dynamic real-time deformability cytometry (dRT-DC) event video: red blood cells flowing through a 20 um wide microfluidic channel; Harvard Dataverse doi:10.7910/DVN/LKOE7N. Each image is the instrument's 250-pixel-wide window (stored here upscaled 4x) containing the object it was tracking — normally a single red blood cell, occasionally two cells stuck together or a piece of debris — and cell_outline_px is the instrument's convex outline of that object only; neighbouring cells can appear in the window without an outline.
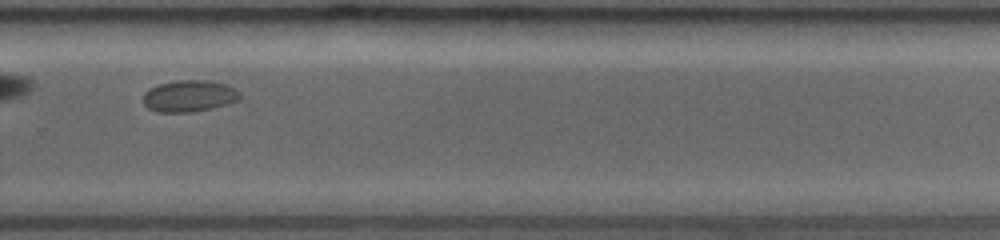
{"species": "common noctule bat (a hibernating species)", "species_latin": "Nyctalus noctula", "temperature_condition": "room temperature", "stored_images_in_passage": 39, "camera_frame_rate_fps": 3000, "um_per_image_px": 0.085, "animal": {"sex": "female", "body_mass_g": 19.0, "forearm_length_mm": 53.3}, "frame": {"image": 1, "passage_image": 28, "time_ms": 6.667, "image_size_px": [1000, 240], "cell_outline_px": [[240, 100], [212, 108], [192, 112], [156, 112], [148, 108], [144, 104], [144, 92], [160, 84], [180, 80], [208, 80], [228, 84], [236, 88], [240, 92]], "centroid_in_image_um": [16.13, 8.16], "position_along_channel_um": 313.7, "area_um2": 17.86}}
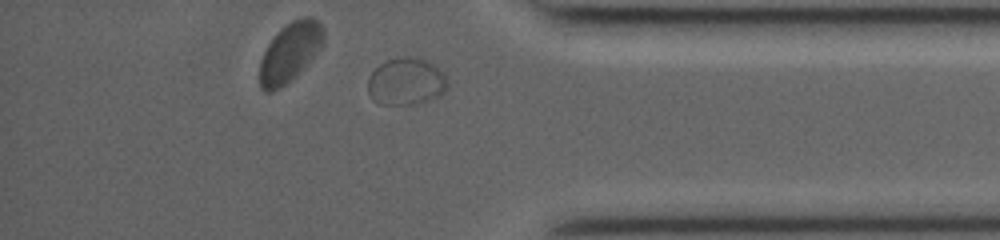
{"frame": {"image": 2, "passage_image": 35, "time_ms": 9.0, "image_size_px": [1000, 240], "cell_outline_px": [[448, 84], [444, 92], [440, 96], [416, 104], [380, 104], [372, 100], [368, 92], [368, 76], [380, 64], [388, 60], [400, 56], [420, 56], [444, 72], [448, 80]], "centroid_in_image_um": [34.53, 6.92], "position_along_channel_um": 400.7, "area_um2": 22.25}, "authors_computed_cell_mechanics": {"area_um2": 17.3978, "velocity_mm_per_s": 3.882, "shape_relaxation_time_tau1_ms": 3.4983, "shape_relaxation_time_tau2_ms": null, "deformation_change_tau1": 0.2854, "deformation_change_tau2": null}}